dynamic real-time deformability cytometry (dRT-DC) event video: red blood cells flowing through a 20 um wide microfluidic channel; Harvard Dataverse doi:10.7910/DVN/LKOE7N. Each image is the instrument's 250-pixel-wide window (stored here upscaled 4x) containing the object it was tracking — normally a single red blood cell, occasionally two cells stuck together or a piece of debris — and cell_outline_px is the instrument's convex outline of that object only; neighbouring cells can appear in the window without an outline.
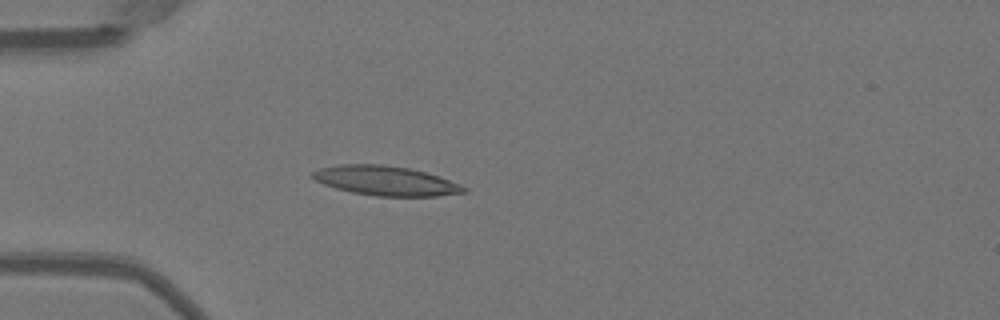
{"species": "Egyptian fruit bat (a non-hibernating species)", "species_latin": "Rousettus aegyptiacus", "temperature_condition": "warm", "stored_images_in_passage": 17, "camera_frame_rate_fps": 3000, "um_per_image_px": 0.085, "animal": {"sex": "female"}, "frame": {"image": 1, "passage_image": 14, "time_ms": 4.333, "image_size_px": [1000, 320], "cell_outline_px": [[468, 192], [436, 196], [376, 196], [352, 192], [336, 188], [324, 184], [308, 176], [312, 172], [320, 168], [340, 164], [384, 164], [408, 168], [440, 176], [460, 184], [468, 188]], "centroid_in_image_um": [32.79, 15.36], "position_along_channel_um": 52.2, "area_um2": 26.07}}